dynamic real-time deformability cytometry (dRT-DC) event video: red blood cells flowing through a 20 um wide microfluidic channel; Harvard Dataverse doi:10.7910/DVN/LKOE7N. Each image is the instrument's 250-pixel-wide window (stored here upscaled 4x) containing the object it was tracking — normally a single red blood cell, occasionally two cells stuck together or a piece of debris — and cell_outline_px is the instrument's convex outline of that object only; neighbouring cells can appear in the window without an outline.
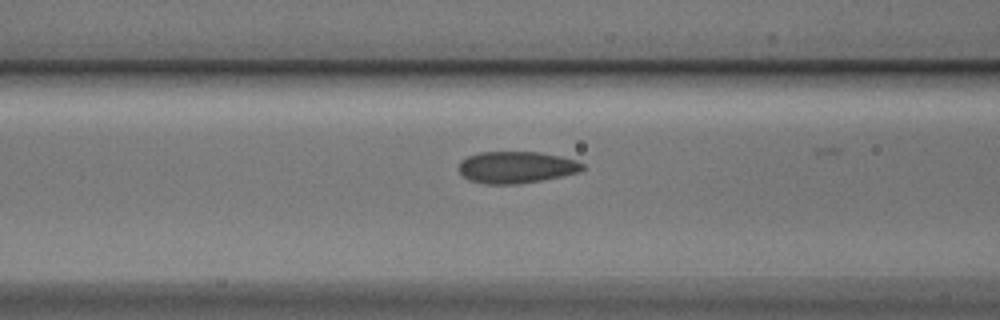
{"species": "Egyptian fruit bat (a non-hibernating species)", "species_latin": "Rousettus aegyptiacus", "temperature_condition": "cold", "stored_images_in_passage": 25, "camera_frame_rate_fps": 3000, "um_per_image_px": 0.085, "animal": {"sex": "male"}, "frame": {"image": 1, "passage_image": 3, "time_ms": 0.667, "image_size_px": [1000, 320], "cell_outline_px": [[584, 168], [576, 172], [560, 176], [540, 180], [516, 184], [484, 184], [468, 180], [460, 172], [460, 160], [468, 156], [480, 152], [540, 152], [560, 156], [576, 160], [584, 164]], "centroid_in_image_um": [43.86, 14.21], "position_along_channel_um": 122.7, "area_um2": 22.72}}
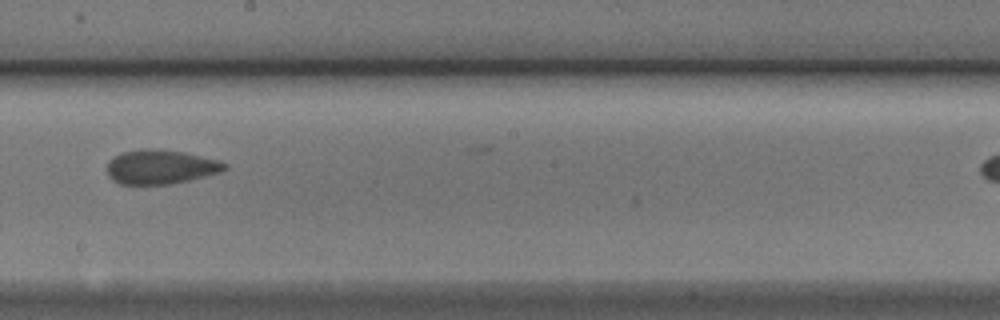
{"frame": {"image": 2, "passage_image": 12, "time_ms": 3.667, "image_size_px": [1000, 320], "cell_outline_px": [[228, 168], [220, 172], [188, 180], [168, 184], [120, 184], [112, 180], [108, 176], [108, 160], [112, 156], [120, 152], [144, 148], [160, 148], [184, 152], [220, 160], [228, 164]], "centroid_in_image_um": [13.63, 14.16], "position_along_channel_um": 234.6, "area_um2": 23.76}}
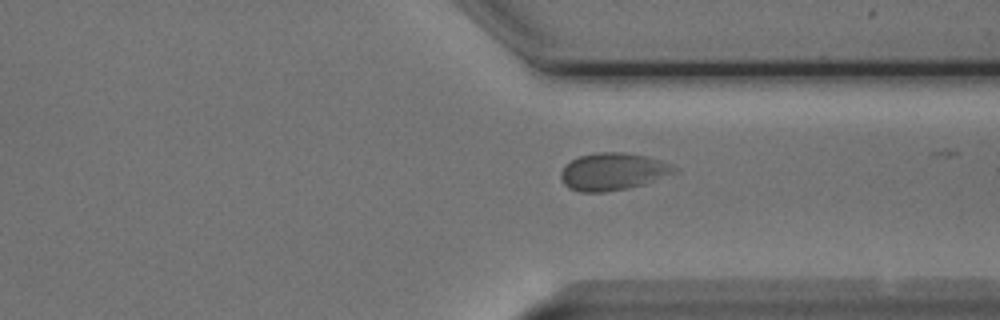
{"frame": {"image": 3, "passage_image": 22, "time_ms": 7.0, "image_size_px": [1000, 320], "cell_outline_px": [[680, 172], [644, 184], [628, 188], [604, 192], [580, 192], [568, 188], [564, 184], [560, 176], [560, 172], [564, 164], [580, 156], [596, 152], [624, 152], [644, 156], [660, 160], [672, 164], [680, 168]], "centroid_in_image_um": [52.13, 14.59], "position_along_channel_um": 359.3, "area_um2": 25.03}, "authors_computed_cell_mechanics": {"area_um2": 23.12, "velocity_mm_per_s": 3.7308, "shape_relaxation_time_tau1_ms": 3.7899, "shape_relaxation_time_tau2_ms": null, "deformation_change_tau1": 0.0645, "deformation_change_tau2": null}}